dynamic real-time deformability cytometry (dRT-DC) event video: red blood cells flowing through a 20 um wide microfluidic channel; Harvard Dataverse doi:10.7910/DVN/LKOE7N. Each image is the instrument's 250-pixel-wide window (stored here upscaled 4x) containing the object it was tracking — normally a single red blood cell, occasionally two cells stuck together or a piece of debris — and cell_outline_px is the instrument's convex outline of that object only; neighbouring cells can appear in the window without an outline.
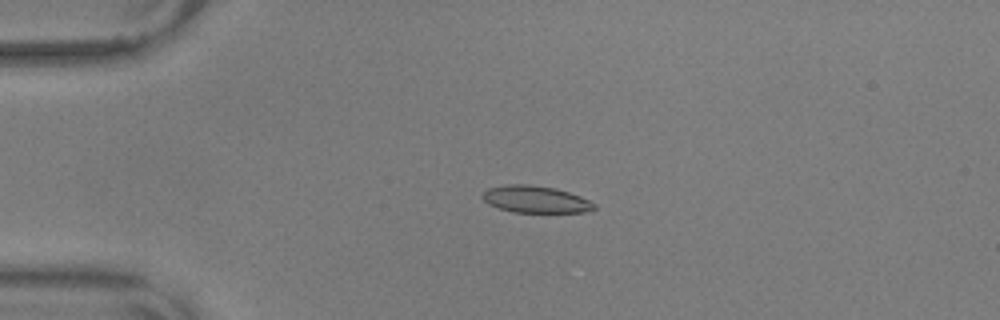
{"species": "common noctule bat (a hibernating species)", "species_latin": "Nyctalus noctula", "temperature_condition": "warm", "stored_images_in_passage": 51, "camera_frame_rate_fps": 3000, "um_per_image_px": 0.085, "animal": {"sex": "male", "body_mass_g": 17.9, "forearm_length_mm": 54.2}, "frame": {"image": 1, "passage_image": 14, "time_ms": 4.333, "image_size_px": [1000, 320], "cell_outline_px": [[596, 208], [584, 212], [512, 212], [488, 204], [480, 196], [488, 188], [508, 184], [528, 184], [556, 188], [580, 196], [596, 204]], "centroid_in_image_um": [45.51, 16.94], "position_along_channel_um": 39.5, "area_um2": 17.51}}
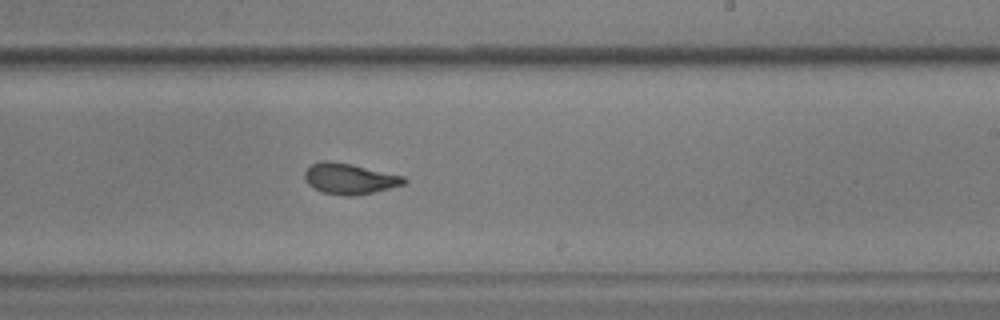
{"frame": {"image": 2, "passage_image": 35, "time_ms": 11.333, "image_size_px": [1000, 320], "cell_outline_px": [[408, 180], [404, 184], [372, 192], [352, 196], [344, 196], [320, 192], [312, 188], [304, 180], [304, 172], [312, 164], [320, 160], [332, 160], [352, 164], [404, 176]], "centroid_in_image_um": [29.66, 15.18], "position_along_channel_um": 259.3, "area_um2": 17.98}}
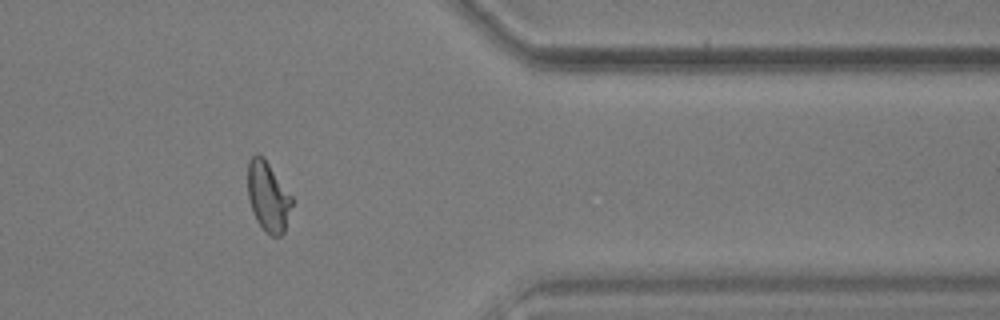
{"frame": {"image": 3, "passage_image": 47, "time_ms": 15.333, "image_size_px": [1000, 320], "cell_outline_px": [[292, 204], [284, 232], [280, 236], [272, 236], [256, 220], [248, 196], [248, 160], [256, 152], [264, 156], [292, 196]], "centroid_in_image_um": [22.78, 16.65], "position_along_channel_um": 388.6, "area_um2": 17.86}, "authors_computed_cell_mechanics": {"area_um2": 17.5712, "velocity_mm_per_s": 3.6168, "shape_relaxation_time_tau1_ms": 6.1997, "shape_relaxation_time_tau2_ms": 1.3188, "deformation_change_tau1": 0.2051, "deformation_change_tau2": 0.0826}}